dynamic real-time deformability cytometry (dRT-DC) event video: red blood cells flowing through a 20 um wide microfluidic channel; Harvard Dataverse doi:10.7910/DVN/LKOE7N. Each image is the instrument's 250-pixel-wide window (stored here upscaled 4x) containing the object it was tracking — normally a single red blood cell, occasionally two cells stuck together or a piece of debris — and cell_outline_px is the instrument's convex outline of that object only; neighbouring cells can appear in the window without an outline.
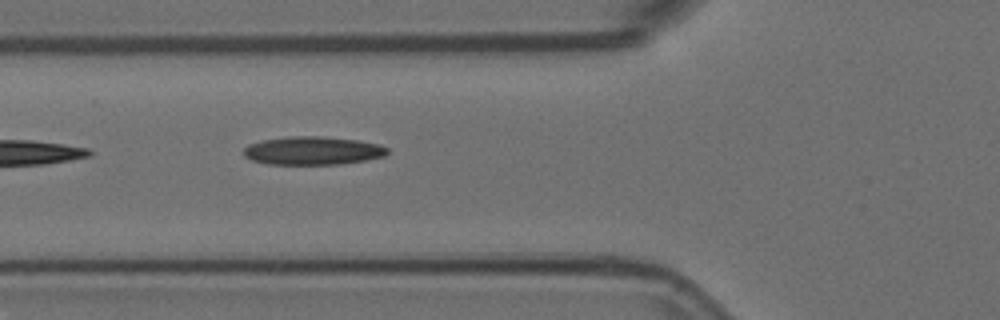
{"species": "Egyptian fruit bat (a non-hibernating species)", "species_latin": "Rousettus aegyptiacus", "temperature_condition": "room temperature", "stored_images_in_passage": 2, "camera_frame_rate_fps": 3000, "um_per_image_px": 0.085, "animal": {"sex": "female"}, "frame": {"image": 1, "passage_image": 2, "time_ms": 0.333, "image_size_px": [1000, 320], "cell_outline_px": [[388, 152], [384, 156], [364, 160], [340, 164], [268, 164], [252, 160], [244, 156], [244, 148], [248, 144], [260, 140], [288, 136], [320, 136], [360, 140], [380, 144], [388, 148]], "centroid_in_image_um": [26.57, 12.79], "position_along_channel_um": 99.2, "area_um2": 23.81}}